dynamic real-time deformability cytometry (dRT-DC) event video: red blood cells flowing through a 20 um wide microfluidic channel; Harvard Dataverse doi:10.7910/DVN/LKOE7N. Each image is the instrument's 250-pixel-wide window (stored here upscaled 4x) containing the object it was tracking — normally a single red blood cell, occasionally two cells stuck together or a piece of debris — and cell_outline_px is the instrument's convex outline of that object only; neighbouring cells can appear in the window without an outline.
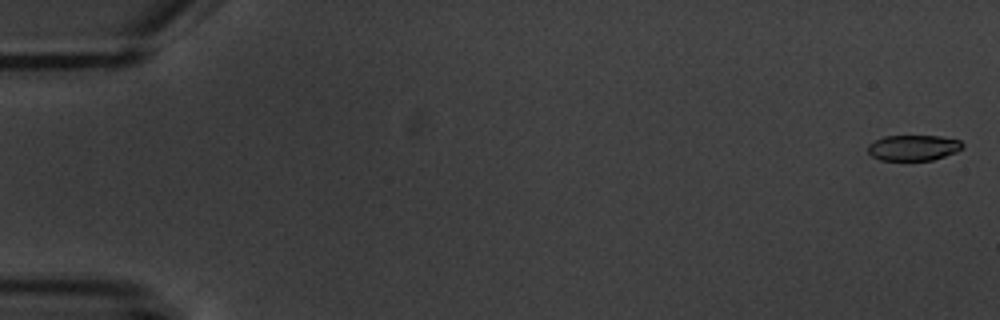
{"species": "common noctule bat (a hibernating species)", "species_latin": "Nyctalus noctula", "temperature_condition": "warm", "stored_images_in_passage": 14, "camera_frame_rate_fps": 3000, "um_per_image_px": 0.085, "animal": {"sex": "male", "body_mass_g": 20.1, "forearm_length_mm": 53.5}, "frame": {"image": 1, "passage_image": 1, "time_ms": 0.0, "image_size_px": [1000, 320], "cell_outline_px": [[964, 148], [956, 152], [932, 160], [880, 160], [872, 156], [868, 152], [868, 144], [884, 136], [940, 136], [960, 140], [964, 144]], "centroid_in_image_um": [77.66, 12.55], "position_along_channel_um": 7.3, "area_um2": 14.16}}
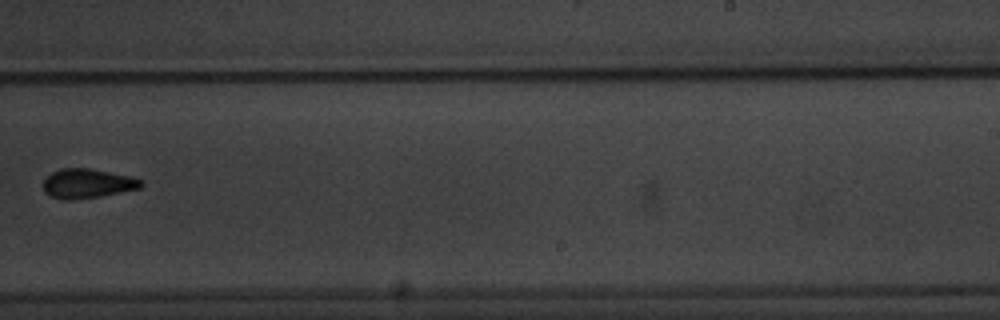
{"frame": {"image": 2, "passage_image": 10, "time_ms": 12.0, "image_size_px": [1000, 320], "cell_outline_px": [[144, 184], [140, 188], [100, 196], [72, 200], [60, 200], [48, 196], [44, 192], [44, 180], [52, 172], [60, 168], [88, 168], [128, 176], [140, 180]], "centroid_in_image_um": [7.36, 15.61], "position_along_channel_um": 281.6, "area_um2": 16.65}}
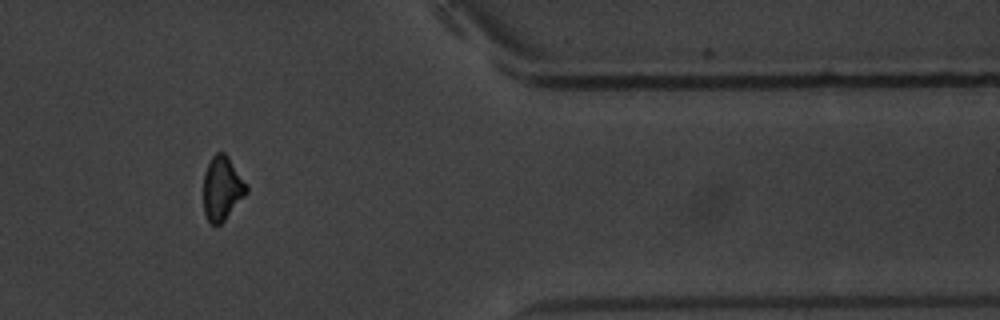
{"frame": {"image": 3, "passage_image": 13, "time_ms": 15.667, "image_size_px": [1000, 320], "cell_outline_px": [[248, 192], [224, 220], [220, 224], [212, 224], [208, 220], [204, 212], [204, 172], [212, 156], [216, 152], [224, 152], [228, 156], [248, 184]], "centroid_in_image_um": [18.9, 15.98], "position_along_channel_um": 392.5, "area_um2": 16.01}, "authors_computed_cell_mechanics": {"area_um2": 16.5886, "velocity_mm_per_s": 3.5822, "shape_relaxation_time_tau1_ms": 4.27, "shape_relaxation_time_tau2_ms": 4.8009, "deformation_change_tau1": 0.1298, "deformation_change_tau2": 0.0789}}